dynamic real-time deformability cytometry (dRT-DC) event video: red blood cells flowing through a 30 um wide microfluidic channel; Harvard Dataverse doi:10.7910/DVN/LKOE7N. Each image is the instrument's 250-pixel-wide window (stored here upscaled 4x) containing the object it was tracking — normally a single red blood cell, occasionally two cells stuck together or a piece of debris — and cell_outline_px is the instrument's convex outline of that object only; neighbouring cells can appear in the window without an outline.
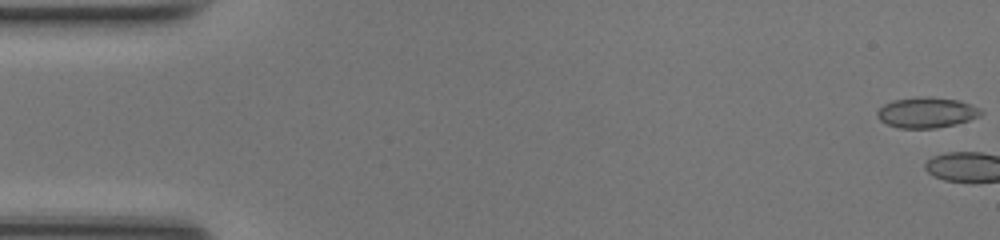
{"species": "common noctule bat (a hibernating species)", "species_latin": "Nyctalus noctula", "temperature_condition": "room temperature", "stored_images_in_passage": 3, "camera_frame_rate_fps": 3000, "um_per_image_px": 0.085, "animal": {"sex": "female", "body_mass_g": 17.0, "forearm_length_mm": 48.0}, "frame": {"image": 1, "passage_image": 1, "time_ms": 0.0, "image_size_px": [1000, 240], "cell_outline_px": [[984, 112], [980, 116], [956, 124], [936, 128], [900, 128], [888, 124], [880, 120], [876, 116], [876, 112], [884, 104], [892, 100], [920, 96], [932, 96], [960, 100], [972, 104], [980, 108]], "centroid_in_image_um": [78.79, 9.55], "position_along_channel_um": 6.2, "area_um2": 18.73}}